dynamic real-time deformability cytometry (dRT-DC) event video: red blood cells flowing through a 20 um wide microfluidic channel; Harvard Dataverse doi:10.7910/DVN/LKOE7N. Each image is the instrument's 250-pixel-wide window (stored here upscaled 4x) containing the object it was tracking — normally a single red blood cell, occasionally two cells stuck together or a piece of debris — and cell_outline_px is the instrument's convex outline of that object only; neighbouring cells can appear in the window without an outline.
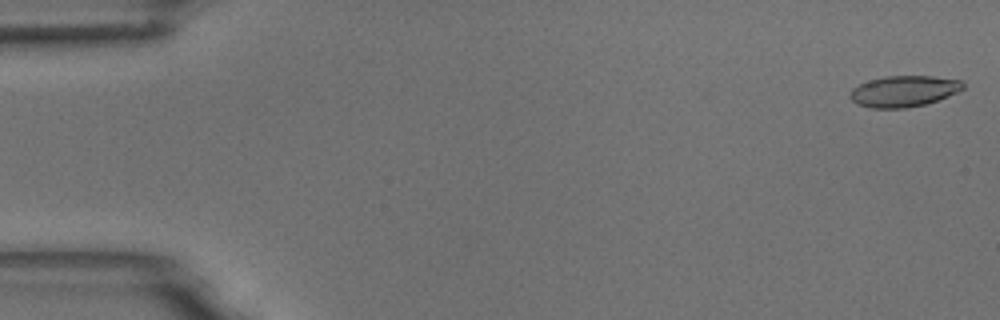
{"species": "common noctule bat (a hibernating species)", "species_latin": "Nyctalus noctula", "temperature_condition": "room temperature", "stored_images_in_passage": 54, "camera_frame_rate_fps": 3000, "um_per_image_px": 0.085, "animal": {"sex": "male", "body_mass_g": 18.8}, "frame": {"image": 1, "passage_image": 1, "time_ms": 0.0, "image_size_px": [1000, 320], "cell_outline_px": [[964, 88], [948, 96], [924, 104], [908, 108], [872, 108], [856, 104], [848, 96], [852, 88], [868, 80], [884, 76], [932, 76], [960, 80], [964, 84]], "centroid_in_image_um": [76.78, 7.75], "position_along_channel_um": 8.2, "area_um2": 20.46}}
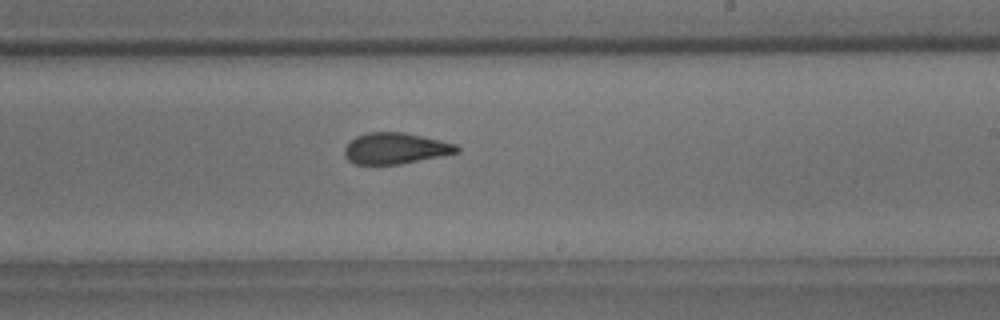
{"frame": {"image": 2, "passage_image": 32, "time_ms": 10.333, "image_size_px": [1000, 320], "cell_outline_px": [[460, 152], [400, 164], [356, 164], [348, 160], [344, 156], [344, 148], [356, 136], [368, 132], [404, 132], [440, 140], [456, 144], [460, 148]], "centroid_in_image_um": [33.61, 12.61], "position_along_channel_um": 255.4, "area_um2": 20.29}}
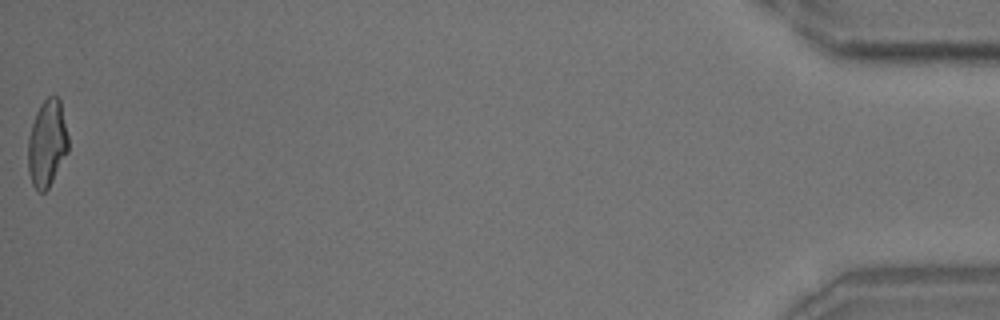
{"frame": {"image": 3, "passage_image": 54, "time_ms": 17.667, "image_size_px": [1000, 320], "cell_outline_px": [[68, 152], [48, 188], [44, 192], [36, 192], [32, 184], [28, 172], [28, 136], [36, 112], [40, 104], [48, 96], [56, 96], [60, 100], [68, 136]], "centroid_in_image_um": [3.99, 12.2], "position_along_channel_um": 431.2, "area_um2": 20.46}, "authors_computed_cell_mechanics": {"area_um2": 20.8369, "velocity_mm_per_s": 3.723, "shape_relaxation_time_tau1_ms": 5.777, "shape_relaxation_time_tau2_ms": 1.6299, "deformation_change_tau1": 0.2003, "deformation_change_tau2": 0.0981}}